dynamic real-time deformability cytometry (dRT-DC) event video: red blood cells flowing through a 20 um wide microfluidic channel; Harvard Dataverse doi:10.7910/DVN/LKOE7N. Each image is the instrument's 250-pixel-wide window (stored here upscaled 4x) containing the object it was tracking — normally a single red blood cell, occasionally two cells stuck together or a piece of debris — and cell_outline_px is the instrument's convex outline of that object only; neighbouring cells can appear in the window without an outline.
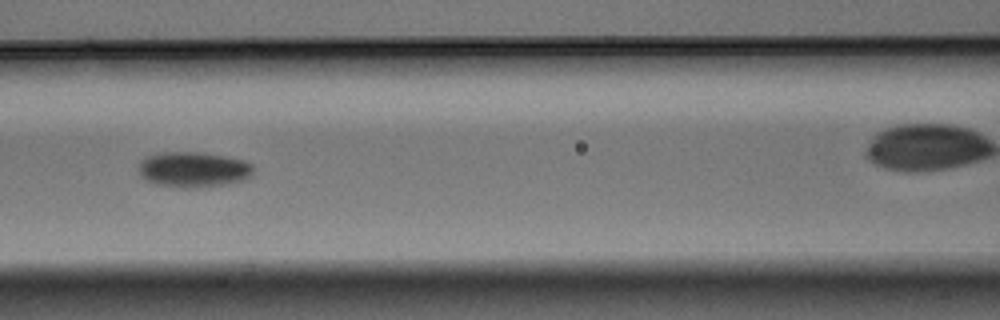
{"species": "Egyptian fruit bat (a non-hibernating species)", "species_latin": "Rousettus aegyptiacus", "temperature_condition": "warm", "stored_images_in_passage": 9, "camera_frame_rate_fps": 3000, "um_per_image_px": 0.085, "animal": {"sex": "male"}, "frame": {"image": 1, "passage_image": 7, "time_ms": 2.0, "image_size_px": [1000, 320], "cell_outline_px": [[252, 172], [248, 176], [240, 180], [224, 184], [196, 188], [180, 188], [156, 184], [144, 180], [140, 176], [140, 160], [148, 156], [160, 152], [196, 152], [224, 156], [244, 160], [252, 164]], "centroid_in_image_um": [16.38, 14.41], "position_along_channel_um": 150.2, "area_um2": 23.52}}
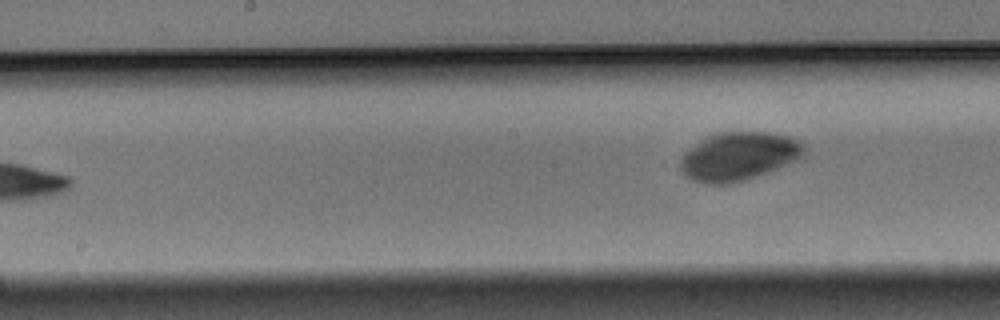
{"frame": {"image": 2, "passage_image": 9, "time_ms": 2.667, "image_size_px": [1000, 320], "cell_outline_px": [[804, 156], [764, 172], [728, 184], [708, 184], [692, 180], [680, 168], [680, 160], [692, 148], [708, 136], [720, 132], [768, 132], [788, 136], [804, 144]], "centroid_in_image_um": [62.79, 13.27], "position_along_channel_um": 185.4, "area_um2": 33.7}}